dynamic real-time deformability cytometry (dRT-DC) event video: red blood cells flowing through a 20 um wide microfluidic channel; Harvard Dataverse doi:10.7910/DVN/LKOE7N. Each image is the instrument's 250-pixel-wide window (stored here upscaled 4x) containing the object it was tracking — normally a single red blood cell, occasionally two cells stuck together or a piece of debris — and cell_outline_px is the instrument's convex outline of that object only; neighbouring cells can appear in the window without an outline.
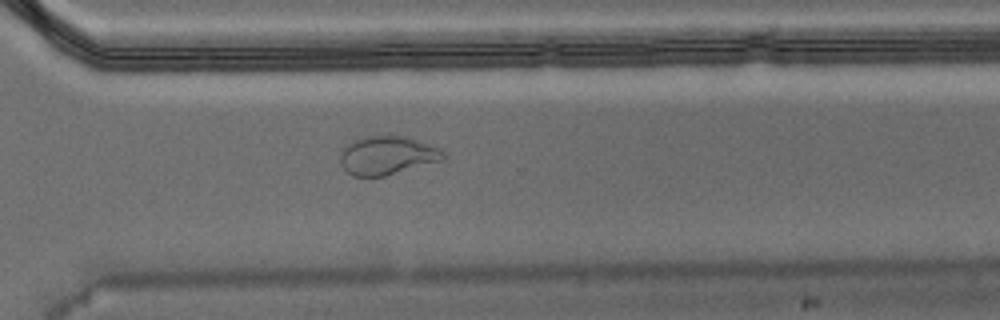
{"species": "Egyptian fruit bat (a non-hibernating species)", "species_latin": "Rousettus aegyptiacus", "temperature_condition": "warm", "stored_images_in_passage": 37, "camera_frame_rate_fps": 3000, "um_per_image_px": 0.085, "animal": {"sex": "male"}, "frame": {"image": 1, "passage_image": 22, "time_ms": 7.0, "image_size_px": [1000, 320], "cell_outline_px": [[444, 156], [440, 160], [384, 176], [352, 176], [340, 164], [340, 156], [344, 148], [352, 140], [360, 136], [388, 132], [408, 136], [440, 148], [444, 152]], "centroid_in_image_um": [32.87, 13.14], "position_along_channel_um": 337.7, "area_um2": 23.64}}
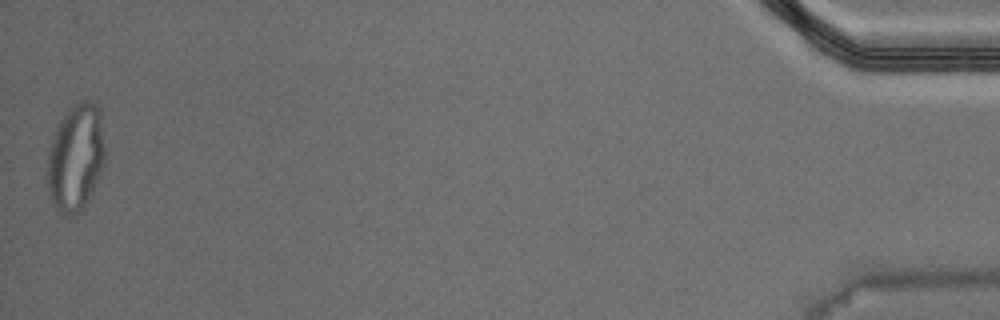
{"frame": {"image": 2, "passage_image": 37, "time_ms": 12.0, "image_size_px": [1000, 320], "cell_outline_px": [[104, 164], [88, 200], [80, 212], [68, 216], [56, 208], [48, 192], [44, 172], [48, 148], [56, 128], [60, 120], [68, 108], [72, 104], [80, 100], [88, 100], [100, 108], [104, 144]], "centroid_in_image_um": [6.39, 13.37], "position_along_channel_um": 428.8, "area_um2": 36.53}}